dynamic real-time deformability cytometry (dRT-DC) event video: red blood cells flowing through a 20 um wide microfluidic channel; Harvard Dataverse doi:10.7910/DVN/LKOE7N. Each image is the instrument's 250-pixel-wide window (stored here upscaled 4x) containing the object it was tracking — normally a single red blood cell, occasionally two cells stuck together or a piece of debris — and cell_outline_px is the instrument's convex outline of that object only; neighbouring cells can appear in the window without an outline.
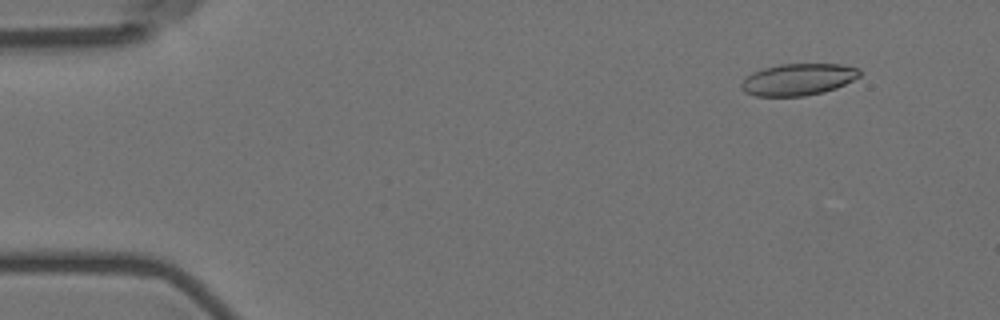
{"species": "Egyptian fruit bat (a non-hibernating species)", "species_latin": "Rousettus aegyptiacus", "temperature_condition": "room temperature", "stored_images_in_passage": 5, "camera_frame_rate_fps": 3000, "um_per_image_px": 0.085, "animal": {"sex": "female"}, "frame": {"image": 1, "passage_image": 1, "time_ms": 0.0, "image_size_px": [1000, 320], "cell_outline_px": [[860, 76], [836, 88], [824, 92], [804, 96], [756, 96], [744, 92], [740, 88], [740, 84], [752, 72], [764, 68], [780, 64], [840, 64], [860, 68]], "centroid_in_image_um": [67.84, 6.75], "position_along_channel_um": 17.2, "area_um2": 21.91}}
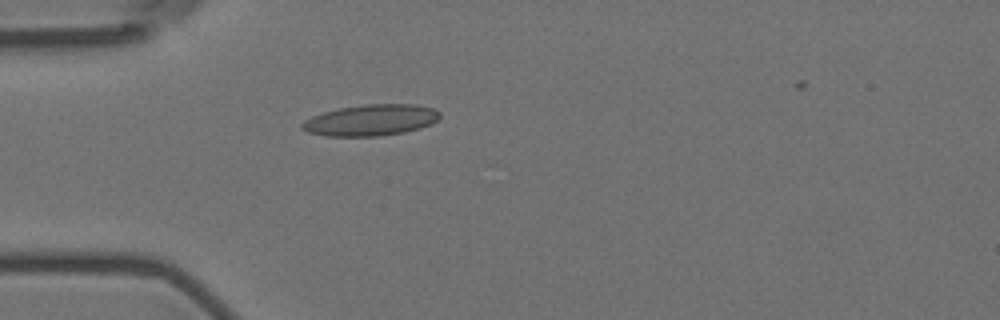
{"frame": {"image": 2, "passage_image": 4, "time_ms": 3.667, "image_size_px": [1000, 320], "cell_outline_px": [[440, 116], [432, 124], [420, 128], [404, 132], [380, 136], [328, 136], [308, 132], [300, 128], [300, 124], [304, 120], [312, 116], [324, 112], [340, 108], [364, 104], [416, 104], [436, 108], [440, 112]], "centroid_in_image_um": [31.54, 10.2], "position_along_channel_um": 53.5, "area_um2": 25.2}}